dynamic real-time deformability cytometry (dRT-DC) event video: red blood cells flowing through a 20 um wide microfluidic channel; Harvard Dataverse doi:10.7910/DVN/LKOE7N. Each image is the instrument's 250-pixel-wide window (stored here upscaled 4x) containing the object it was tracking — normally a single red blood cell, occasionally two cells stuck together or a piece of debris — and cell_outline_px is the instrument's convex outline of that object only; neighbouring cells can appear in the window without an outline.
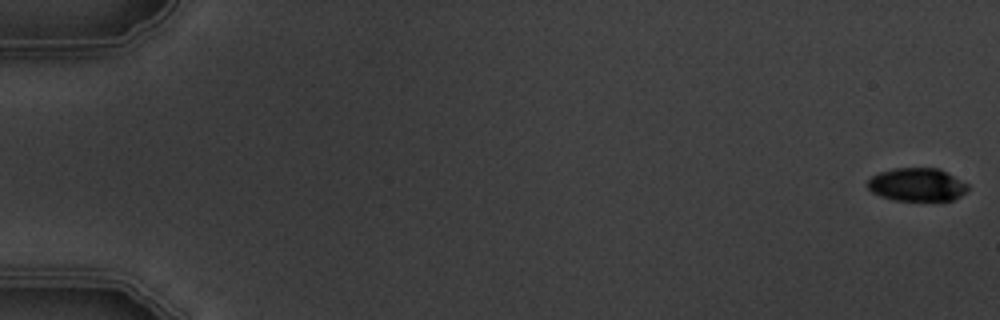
{"species": "common noctule bat (a hibernating species)", "species_latin": "Nyctalus noctula", "temperature_condition": "warm", "stored_images_in_passage": 5, "camera_frame_rate_fps": 3000, "um_per_image_px": 0.085, "animal": {"sex": "male", "body_mass_g": 19.5, "forearm_length_mm": 54.6}, "frame": {"image": 1, "passage_image": 1, "time_ms": 0.0, "image_size_px": [1000, 320], "cell_outline_px": [[968, 188], [960, 196], [952, 200], [892, 200], [880, 196], [872, 192], [868, 188], [868, 180], [872, 176], [880, 172], [896, 168], [940, 168], [968, 184]], "centroid_in_image_um": [77.94, 15.69], "position_along_channel_um": 7.1, "area_um2": 19.25}}
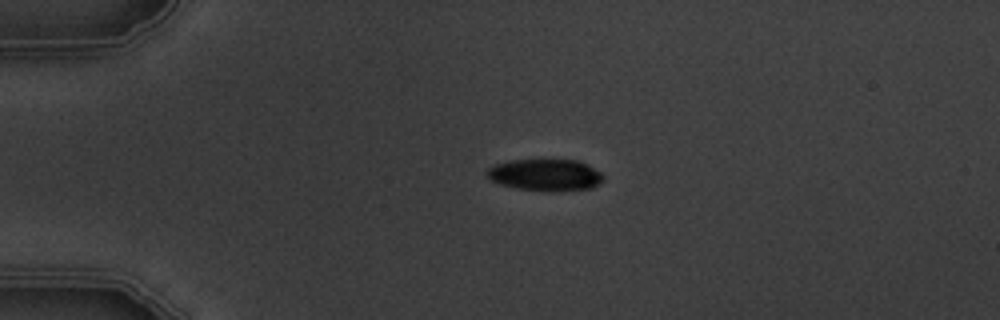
{"frame": {"image": 2, "passage_image": 4, "time_ms": 4.333, "image_size_px": [1000, 320], "cell_outline_px": [[604, 180], [592, 188], [516, 188], [500, 184], [492, 180], [484, 172], [488, 168], [496, 164], [508, 160], [540, 156], [580, 160], [600, 172], [604, 176]], "centroid_in_image_um": [46.32, 14.74], "position_along_channel_um": 38.7, "area_um2": 21.62}}